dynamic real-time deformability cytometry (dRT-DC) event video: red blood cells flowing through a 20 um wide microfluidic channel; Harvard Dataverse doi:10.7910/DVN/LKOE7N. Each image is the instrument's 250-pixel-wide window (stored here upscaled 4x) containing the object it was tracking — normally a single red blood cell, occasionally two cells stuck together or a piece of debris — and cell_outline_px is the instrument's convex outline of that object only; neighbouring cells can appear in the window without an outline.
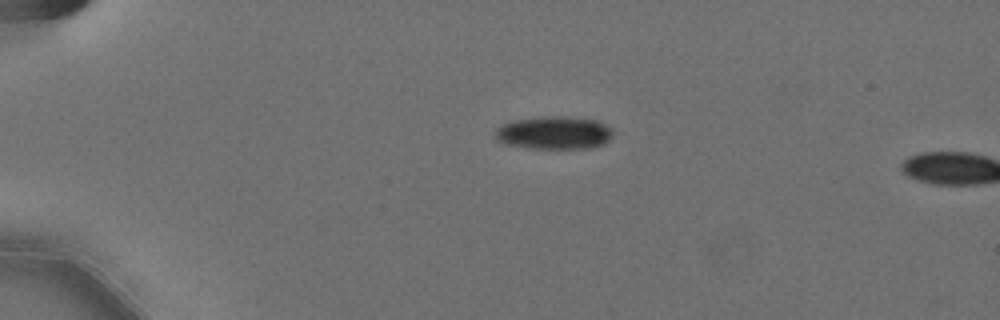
{"species": "Egyptian fruit bat (a non-hibernating species)", "species_latin": "Rousettus aegyptiacus", "temperature_condition": "cold", "stored_images_in_passage": 16, "camera_frame_rate_fps": 3000, "um_per_image_px": 0.085, "animal": {"sex": "female"}, "frame": {"image": 1, "passage_image": 14, "time_ms": 4.333, "image_size_px": [1000, 320], "cell_outline_px": [[612, 136], [604, 144], [592, 148], [528, 148], [504, 144], [496, 140], [496, 128], [504, 124], [516, 120], [544, 116], [560, 116], [596, 120], [612, 128]], "centroid_in_image_um": [47.1, 11.29], "position_along_channel_um": 37.9, "area_um2": 22.54}}